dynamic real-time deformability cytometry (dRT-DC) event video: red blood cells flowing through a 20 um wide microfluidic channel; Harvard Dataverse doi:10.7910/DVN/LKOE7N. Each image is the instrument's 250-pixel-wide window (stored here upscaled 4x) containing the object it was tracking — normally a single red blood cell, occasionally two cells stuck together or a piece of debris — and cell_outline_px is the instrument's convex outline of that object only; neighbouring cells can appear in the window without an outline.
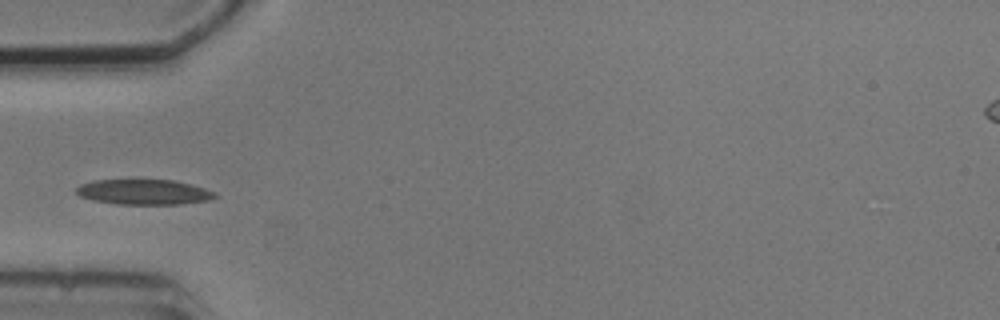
{"species": "common noctule bat (a hibernating species)", "species_latin": "Nyctalus noctula", "temperature_condition": "cold", "stored_images_in_passage": 4, "camera_frame_rate_fps": 3000, "um_per_image_px": 0.085, "animal": {"sex": "male", "body_mass_g": 20.5, "forearm_length_mm": 52.5}, "frame": {"image": 1, "passage_image": 4, "time_ms": 3.333, "image_size_px": [1000, 320], "cell_outline_px": [[220, 196], [208, 200], [180, 204], [116, 204], [92, 200], [80, 196], [76, 192], [76, 188], [80, 184], [92, 180], [172, 180], [192, 184], [216, 192]], "centroid_in_image_um": [12.24, 16.32], "position_along_channel_um": 72.8, "area_um2": 20.46}}